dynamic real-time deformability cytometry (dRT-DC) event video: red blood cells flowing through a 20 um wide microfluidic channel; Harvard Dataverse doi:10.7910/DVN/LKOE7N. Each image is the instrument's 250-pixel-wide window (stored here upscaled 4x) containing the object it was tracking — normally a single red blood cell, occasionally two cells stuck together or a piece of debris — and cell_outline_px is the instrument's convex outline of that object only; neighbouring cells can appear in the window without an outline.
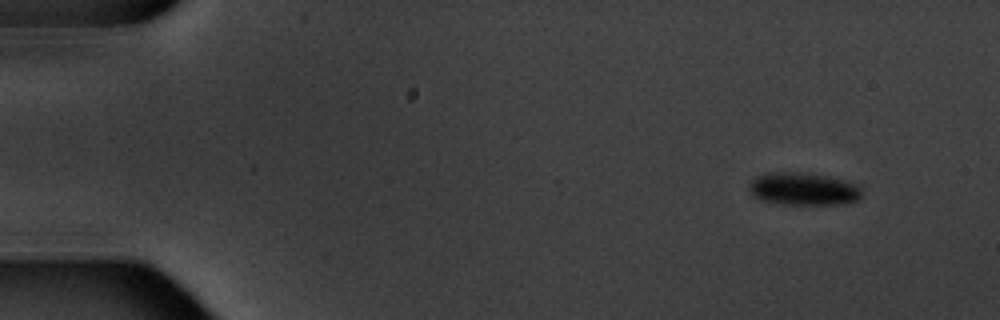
{"species": "common noctule bat (a hibernating species)", "species_latin": "Nyctalus noctula", "temperature_condition": "warm", "stored_images_in_passage": 9, "camera_frame_rate_fps": 3000, "um_per_image_px": 0.085, "animal": {"sex": "male", "body_mass_g": 20.1, "forearm_length_mm": 53.5}, "frame": {"image": 1, "passage_image": 1, "time_ms": 0.0, "image_size_px": [1000, 320], "cell_outline_px": [[860, 196], [856, 200], [840, 204], [784, 204], [764, 200], [756, 196], [748, 188], [752, 180], [756, 176], [768, 172], [804, 172], [828, 176], [844, 180], [856, 184], [860, 188]], "centroid_in_image_um": [68.28, 16.04], "position_along_channel_um": 16.7, "area_um2": 21.15}}
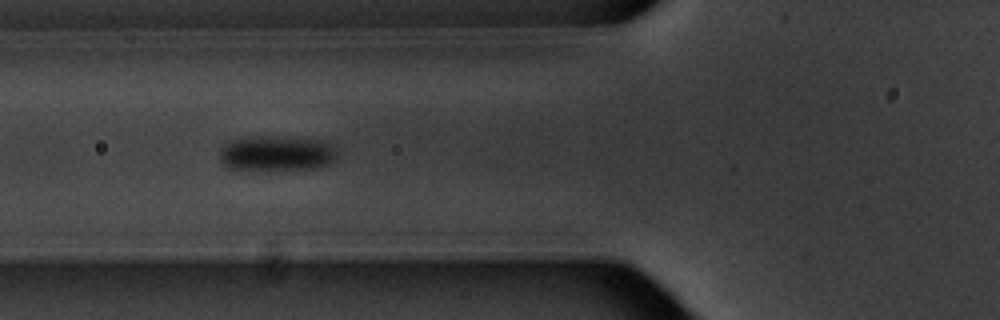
{"frame": {"image": 2, "passage_image": 6, "time_ms": 5.667, "image_size_px": [1000, 320], "cell_outline_px": [[336, 156], [328, 164], [320, 168], [228, 168], [220, 160], [220, 152], [224, 144], [232, 140], [324, 140], [336, 152]], "centroid_in_image_um": [23.52, 13.09], "position_along_channel_um": 102.3, "area_um2": 21.79}}